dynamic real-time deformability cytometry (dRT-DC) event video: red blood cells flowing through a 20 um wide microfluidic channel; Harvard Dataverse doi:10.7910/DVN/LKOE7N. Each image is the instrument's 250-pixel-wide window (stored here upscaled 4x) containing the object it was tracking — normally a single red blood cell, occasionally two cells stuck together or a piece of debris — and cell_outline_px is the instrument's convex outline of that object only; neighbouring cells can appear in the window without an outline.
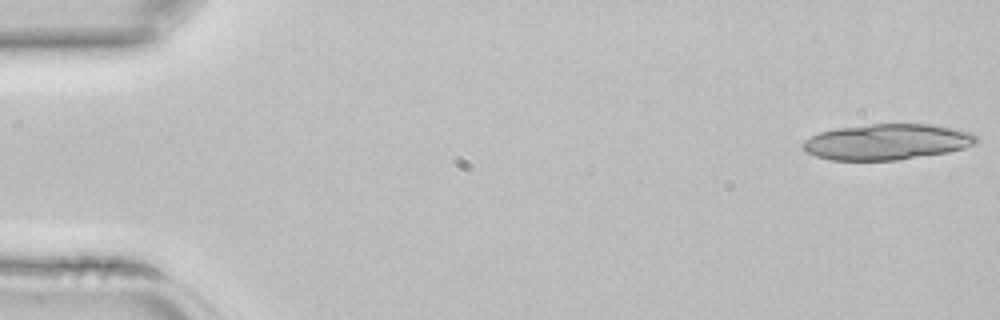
{"species": "common noctule bat (a hibernating species)", "species_latin": "Nyctalus noctula", "temperature_condition": "room temperature", "stored_images_in_passage": 3, "camera_frame_rate_fps": 3000, "um_per_image_px": 0.085, "animal": {"sex": "female", "body_mass_g": 22.7, "forearm_length_mm": 54.2}, "frame": {"image": 1, "passage_image": 1, "time_ms": 0.0, "image_size_px": [1000, 320], "cell_outline_px": [[976, 144], [964, 148], [948, 152], [896, 160], [832, 160], [816, 156], [808, 152], [800, 144], [804, 140], [820, 132], [836, 128], [872, 124], [932, 124], [972, 132], [976, 136]], "centroid_in_image_um": [75.4, 12.05], "position_along_channel_um": 9.6, "area_um2": 36.07}}